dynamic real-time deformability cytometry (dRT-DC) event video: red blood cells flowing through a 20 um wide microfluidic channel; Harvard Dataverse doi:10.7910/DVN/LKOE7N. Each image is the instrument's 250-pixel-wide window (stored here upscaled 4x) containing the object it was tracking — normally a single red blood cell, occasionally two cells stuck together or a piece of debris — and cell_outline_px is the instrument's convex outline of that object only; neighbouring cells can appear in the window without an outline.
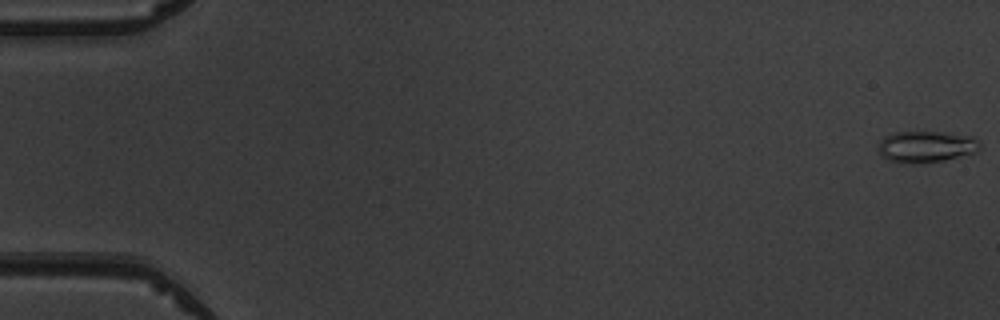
{"species": "common noctule bat (a hibernating species)", "species_latin": "Nyctalus noctula", "temperature_condition": "warm", "stored_images_in_passage": 7, "segment_of_instrument_passage": [1, 2], "camera_frame_rate_fps": 3000, "um_per_image_px": 0.085, "animal": {"sex": "male", "body_mass_g": 19.5, "forearm_length_mm": 54.6}, "frame": {"image": 1, "passage_image": 1, "time_ms": 0.0, "image_size_px": [1000, 320], "cell_outline_px": [[980, 148], [976, 152], [944, 160], [920, 164], [908, 164], [888, 160], [880, 156], [880, 140], [884, 136], [896, 132], [944, 132], [972, 136], [980, 140]], "centroid_in_image_um": [78.74, 12.47], "position_along_channel_um": 6.3, "area_um2": 18.79}}
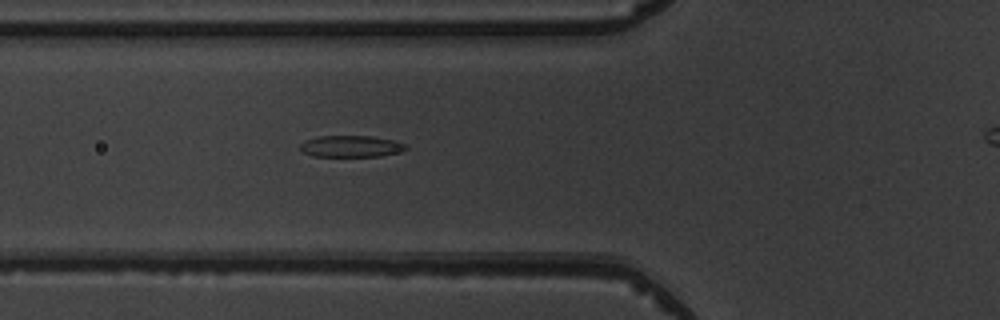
{"frame": {"image": 2, "passage_image": 6, "time_ms": 6.333, "image_size_px": [1000, 320], "cell_outline_px": [[408, 148], [396, 152], [380, 156], [312, 156], [304, 152], [300, 148], [300, 144], [304, 140], [320, 136], [372, 136], [396, 140], [404, 144]], "centroid_in_image_um": [29.81, 12.42], "position_along_channel_um": 96.0, "area_um2": 13.18}}